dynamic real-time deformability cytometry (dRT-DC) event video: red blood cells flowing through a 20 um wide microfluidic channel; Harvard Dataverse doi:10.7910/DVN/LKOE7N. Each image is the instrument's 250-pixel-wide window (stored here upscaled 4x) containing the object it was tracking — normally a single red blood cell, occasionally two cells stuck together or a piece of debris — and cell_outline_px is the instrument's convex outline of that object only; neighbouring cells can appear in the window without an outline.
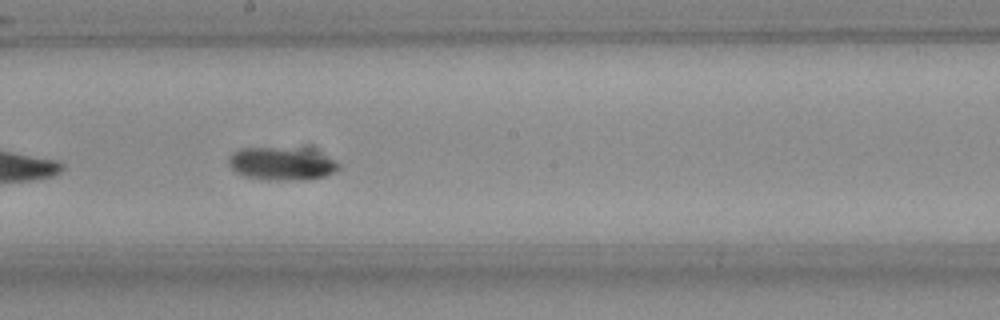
{"species": "Egyptian fruit bat (a non-hibernating species)", "species_latin": "Rousettus aegyptiacus", "temperature_condition": "room temperature", "stored_images_in_passage": 26, "camera_frame_rate_fps": 3000, "um_per_image_px": 0.085, "frame": {"image": 1, "passage_image": 15, "time_ms": 4.667, "image_size_px": [1000, 320], "cell_outline_px": [[340, 172], [328, 176], [304, 180], [260, 180], [244, 176], [236, 172], [228, 164], [228, 156], [232, 152], [240, 148], [272, 148], [296, 152], [336, 160], [340, 164]], "centroid_in_image_um": [23.85, 13.99], "position_along_channel_um": 224.3, "area_um2": 20.4}}
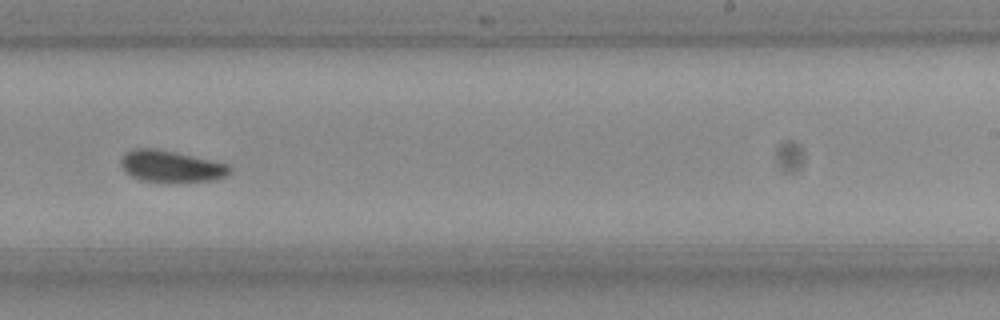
{"frame": {"image": 2, "passage_image": 19, "time_ms": 6.0, "image_size_px": [1000, 320], "cell_outline_px": [[232, 168], [224, 176], [212, 180], [140, 180], [132, 176], [120, 164], [120, 160], [124, 152], [132, 148], [156, 148], [176, 152], [228, 164]], "centroid_in_image_um": [14.49, 14.08], "position_along_channel_um": 274.5, "area_um2": 19.36}, "authors_computed_cell_mechanics": {"area_um2": 19.9699, "velocity_mm_per_s": 3.7726, "shape_relaxation_time_tau1_ms": null, "shape_relaxation_time_tau2_ms": 3.9419, "deformation_change_tau1": null, "deformation_change_tau2": 0.0827}}